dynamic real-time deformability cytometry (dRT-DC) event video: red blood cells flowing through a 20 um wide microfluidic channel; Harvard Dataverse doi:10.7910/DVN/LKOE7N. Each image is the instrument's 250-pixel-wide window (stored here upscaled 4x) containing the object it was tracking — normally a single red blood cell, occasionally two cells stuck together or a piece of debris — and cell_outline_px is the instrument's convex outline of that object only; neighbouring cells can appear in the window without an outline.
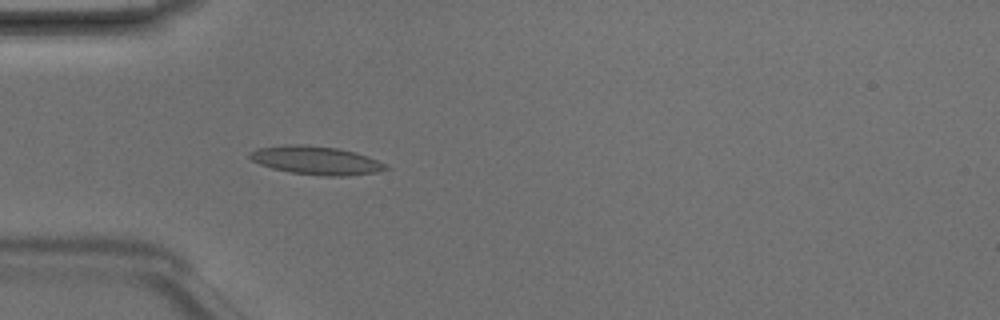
{"species": "Egyptian fruit bat (a non-hibernating species)", "species_latin": "Rousettus aegyptiacus", "temperature_condition": "room temperature", "stored_images_in_passage": 5, "camera_frame_rate_fps": 3000, "um_per_image_px": 0.085, "animal": {"sex": "male"}, "frame": {"image": 1, "passage_image": 5, "time_ms": 1.333, "image_size_px": [1000, 320], "cell_outline_px": [[392, 168], [376, 172], [348, 176], [324, 176], [292, 172], [272, 168], [260, 164], [252, 160], [248, 156], [248, 152], [256, 148], [288, 144], [304, 144], [336, 148], [356, 152], [368, 156]], "centroid_in_image_um": [26.85, 13.62], "position_along_channel_um": 58.1, "area_um2": 22.54}}